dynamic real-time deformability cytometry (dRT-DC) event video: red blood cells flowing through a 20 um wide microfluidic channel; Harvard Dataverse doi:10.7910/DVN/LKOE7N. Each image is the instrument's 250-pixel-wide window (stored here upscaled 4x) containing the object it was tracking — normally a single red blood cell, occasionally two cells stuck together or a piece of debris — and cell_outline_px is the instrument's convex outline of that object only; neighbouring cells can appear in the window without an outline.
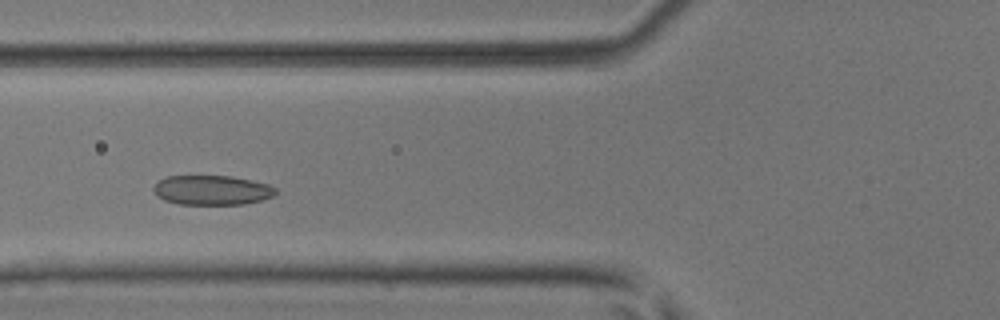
{"species": "common noctule bat (a hibernating species)", "species_latin": "Nyctalus noctula", "temperature_condition": "room temperature", "stored_images_in_passage": 33, "camera_frame_rate_fps": 3000, "um_per_image_px": 0.085, "animal": {"sex": "male", "body_mass_g": 17.9, "forearm_length_mm": 54.2}, "frame": {"image": 1, "passage_image": 10, "time_ms": 3.0, "image_size_px": [1000, 320], "cell_outline_px": [[276, 192], [272, 196], [260, 200], [244, 204], [176, 204], [164, 200], [156, 196], [152, 188], [160, 180], [168, 176], [232, 176], [252, 180], [268, 184], [276, 188]], "centroid_in_image_um": [17.99, 16.16], "position_along_channel_um": 107.8, "area_um2": 21.04}}
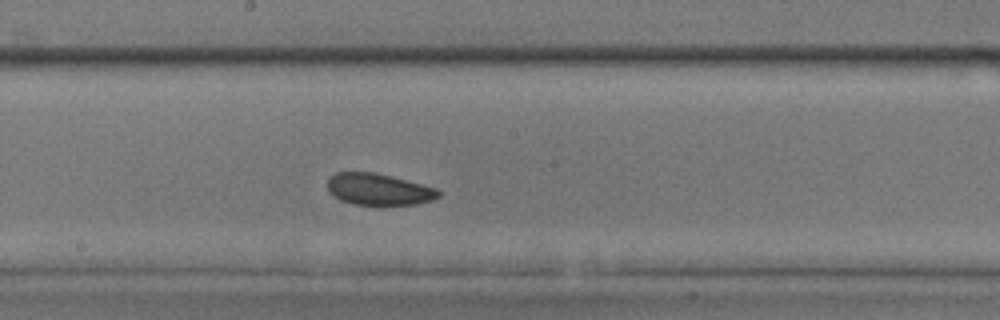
{"frame": {"image": 2, "passage_image": 18, "time_ms": 5.667, "image_size_px": [1000, 320], "cell_outline_px": [[440, 196], [432, 200], [416, 204], [352, 204], [340, 200], [332, 196], [328, 188], [328, 176], [336, 172], [372, 172], [436, 188], [440, 192]], "centroid_in_image_um": [32.13, 16.09], "position_along_channel_um": 216.1, "area_um2": 20.11}}
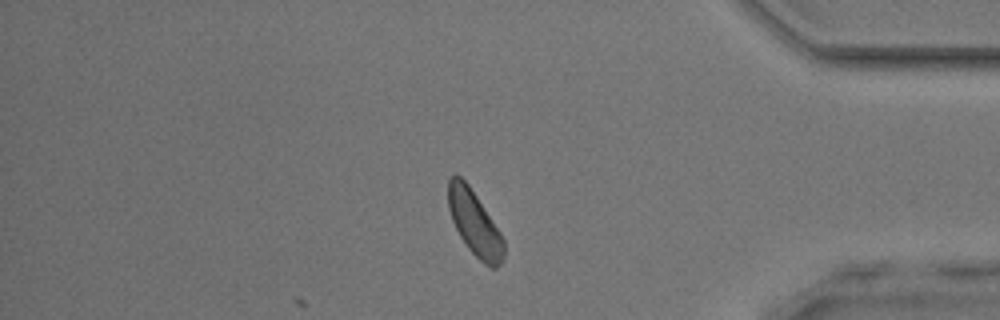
{"frame": {"image": 3, "passage_image": 33, "time_ms": 10.667, "image_size_px": [1000, 320], "cell_outline_px": [[504, 256], [500, 264], [496, 268], [492, 268], [484, 264], [468, 248], [460, 236], [452, 220], [448, 208], [448, 180], [456, 172], [468, 184], [500, 232], [504, 240]], "centroid_in_image_um": [40.33, 18.97], "position_along_channel_um": 394.9, "area_um2": 20.75}, "authors_computed_cell_mechanics": {"area_um2": 20.8658, "velocity_mm_per_s": 4.0837, "shape_relaxation_time_tau1_ms": 2.1444, "shape_relaxation_time_tau2_ms": 2.2197, "deformation_change_tau1": 0.0557, "deformation_change_tau2": 0.0791}}